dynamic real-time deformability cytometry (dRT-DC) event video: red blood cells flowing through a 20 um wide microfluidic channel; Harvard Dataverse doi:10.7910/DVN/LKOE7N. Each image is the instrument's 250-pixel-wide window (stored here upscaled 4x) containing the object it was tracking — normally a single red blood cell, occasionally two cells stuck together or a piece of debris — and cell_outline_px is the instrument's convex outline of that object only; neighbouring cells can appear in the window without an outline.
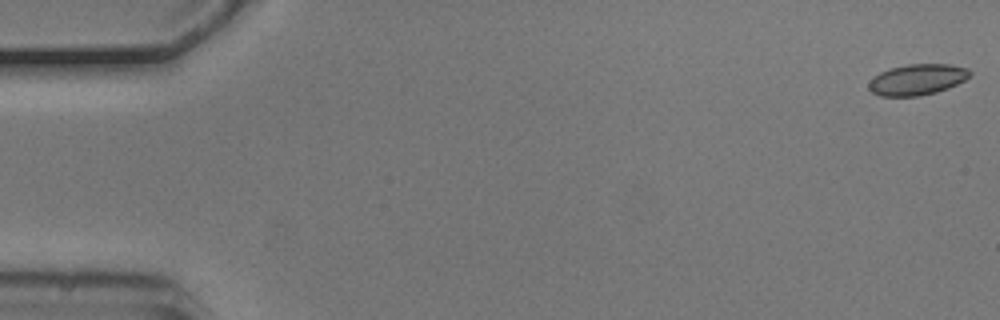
{"species": "common noctule bat (a hibernating species)", "species_latin": "Nyctalus noctula", "temperature_condition": "cold", "stored_images_in_passage": 4, "camera_frame_rate_fps": 3000, "um_per_image_px": 0.085, "animal": {"sex": "male", "body_mass_g": 20.5, "forearm_length_mm": 52.5}, "frame": {"image": 1, "passage_image": 1, "time_ms": 0.0, "image_size_px": [1000, 320], "cell_outline_px": [[972, 72], [964, 80], [948, 88], [936, 92], [920, 96], [880, 96], [872, 92], [868, 88], [868, 84], [880, 72], [888, 68], [908, 64], [948, 64], [968, 68]], "centroid_in_image_um": [77.96, 6.76], "position_along_channel_um": 7.0, "area_um2": 18.15}}
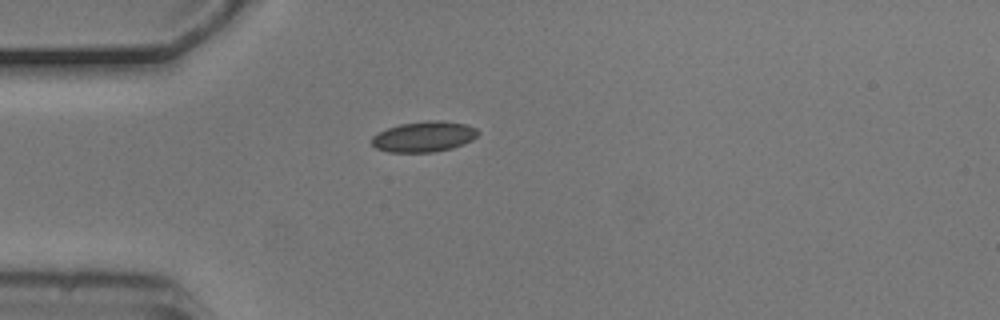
{"frame": {"image": 2, "passage_image": 4, "time_ms": 1.0, "image_size_px": [1000, 320], "cell_outline_px": [[480, 132], [472, 140], [464, 144], [452, 148], [432, 152], [388, 152], [376, 148], [372, 144], [372, 136], [388, 128], [400, 124], [428, 120], [440, 120], [468, 124], [476, 128]], "centroid_in_image_um": [36.07, 11.61], "position_along_channel_um": 48.9, "area_um2": 18.96}}